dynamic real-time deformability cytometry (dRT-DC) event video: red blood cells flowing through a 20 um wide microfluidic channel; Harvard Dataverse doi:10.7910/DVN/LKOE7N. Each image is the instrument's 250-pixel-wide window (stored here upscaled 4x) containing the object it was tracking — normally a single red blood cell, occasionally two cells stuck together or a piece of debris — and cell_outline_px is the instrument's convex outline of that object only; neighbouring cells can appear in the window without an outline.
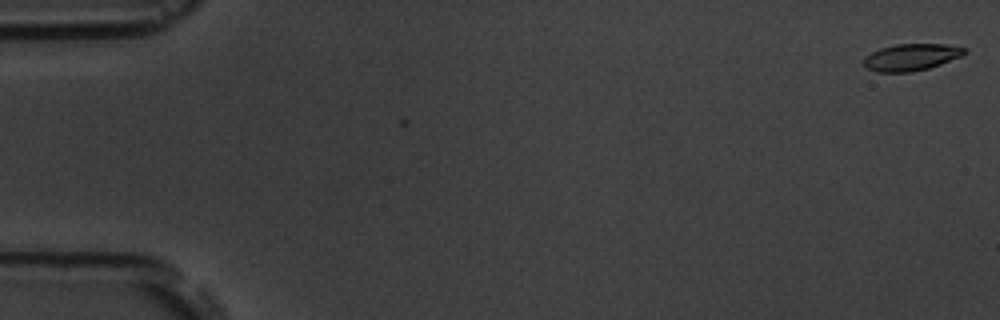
{"species": "common noctule bat (a hibernating species)", "species_latin": "Nyctalus noctula", "temperature_condition": "room temperature", "stored_images_in_passage": 2, "camera_frame_rate_fps": 3000, "um_per_image_px": 0.085, "animal": {"sex": "male", "body_mass_g": 19.5, "forearm_length_mm": 54.6}, "frame": {"image": 1, "passage_image": 2, "time_ms": 1.0, "image_size_px": [1000, 320], "cell_outline_px": [[968, 52], [960, 56], [940, 64], [928, 68], [912, 72], [876, 72], [868, 68], [864, 64], [864, 56], [880, 48], [896, 44], [944, 44], [968, 48]], "centroid_in_image_um": [77.46, 4.85], "position_along_channel_um": 7.5, "area_um2": 15.72}}